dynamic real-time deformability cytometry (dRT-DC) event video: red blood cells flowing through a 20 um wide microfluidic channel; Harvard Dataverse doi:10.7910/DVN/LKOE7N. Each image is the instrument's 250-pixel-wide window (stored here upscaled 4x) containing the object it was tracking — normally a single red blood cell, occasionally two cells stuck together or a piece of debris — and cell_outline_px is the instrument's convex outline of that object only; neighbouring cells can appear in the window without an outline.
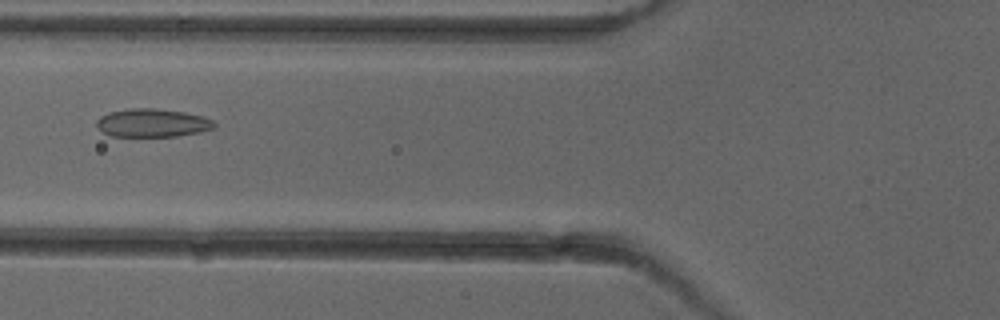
{"species": "common noctule bat (a hibernating species)", "species_latin": "Nyctalus noctula", "temperature_condition": "cold", "stored_images_in_passage": 3, "camera_frame_rate_fps": 3000, "um_per_image_px": 0.085, "animal": {"sex": "female"}, "frame": {"image": 1, "passage_image": 3, "time_ms": 2.667, "image_size_px": [1000, 320], "cell_outline_px": [[216, 128], [200, 132], [176, 136], [112, 136], [100, 132], [96, 128], [96, 120], [100, 116], [108, 112], [132, 108], [156, 108], [184, 112], [200, 116], [212, 120], [216, 124]], "centroid_in_image_um": [12.91, 10.45], "position_along_channel_um": 112.9, "area_um2": 19.54}}